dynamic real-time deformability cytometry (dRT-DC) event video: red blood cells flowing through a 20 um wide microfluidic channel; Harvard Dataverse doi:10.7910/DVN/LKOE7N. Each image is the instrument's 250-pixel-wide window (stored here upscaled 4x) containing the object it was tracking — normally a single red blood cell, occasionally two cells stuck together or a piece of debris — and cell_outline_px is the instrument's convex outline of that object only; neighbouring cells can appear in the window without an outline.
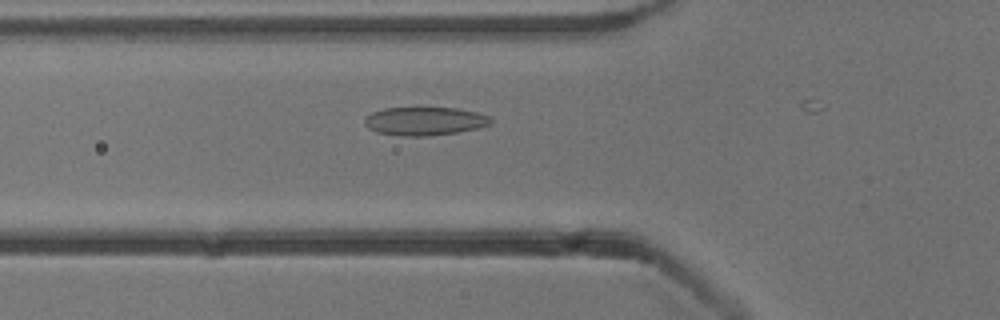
{"species": "common noctule bat (a hibernating species)", "species_latin": "Nyctalus noctula", "temperature_condition": "cold", "stored_images_in_passage": 11, "camera_frame_rate_fps": 3000, "um_per_image_px": 0.085, "animal": {"sex": "male", "body_mass_g": 13.3}, "frame": {"image": 1, "passage_image": 10, "time_ms": 3.0, "image_size_px": [1000, 320], "cell_outline_px": [[492, 124], [476, 128], [456, 132], [428, 136], [404, 136], [376, 132], [368, 128], [364, 124], [364, 120], [372, 112], [384, 108], [456, 108], [476, 112], [488, 116], [492, 120]], "centroid_in_image_um": [36.08, 10.3], "position_along_channel_um": 89.7, "area_um2": 20.69}}